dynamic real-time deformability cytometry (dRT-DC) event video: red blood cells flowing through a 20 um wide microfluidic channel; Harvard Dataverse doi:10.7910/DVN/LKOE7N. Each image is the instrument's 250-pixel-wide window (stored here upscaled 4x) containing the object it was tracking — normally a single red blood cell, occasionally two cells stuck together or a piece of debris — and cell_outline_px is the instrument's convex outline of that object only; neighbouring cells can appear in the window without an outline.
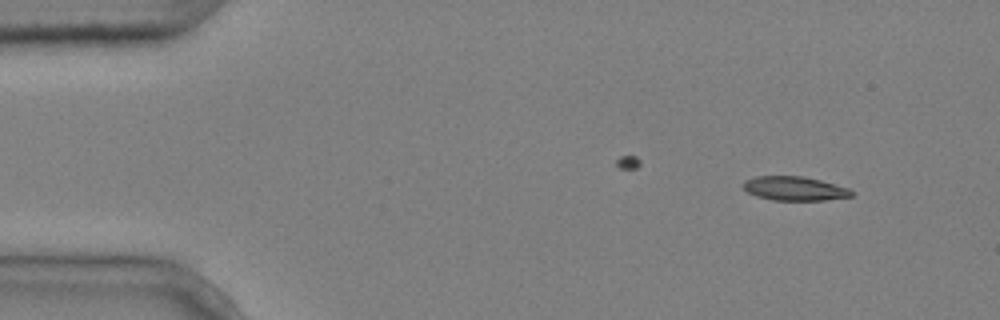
{"species": "common noctule bat (a hibernating species)", "species_latin": "Nyctalus noctula", "temperature_condition": "cold", "stored_images_in_passage": 3, "camera_frame_rate_fps": 3000, "um_per_image_px": 0.085, "animal": {"sex": "male", "body_mass_g": 20.4}, "frame": {"image": 1, "passage_image": 1, "time_ms": 0.0, "image_size_px": [1000, 320], "cell_outline_px": [[856, 192], [852, 196], [824, 200], [772, 200], [756, 196], [748, 192], [744, 188], [744, 180], [756, 176], [804, 176], [820, 180], [848, 188]], "centroid_in_image_um": [67.55, 16.02], "position_along_channel_um": 17.5, "area_um2": 15.14}}
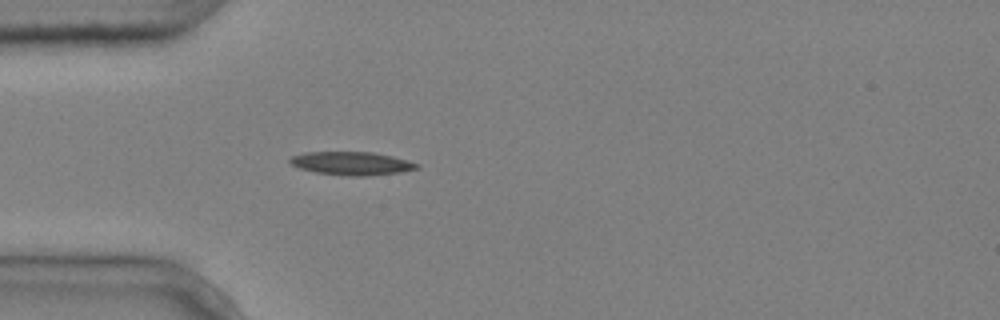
{"frame": {"image": 2, "passage_image": 3, "time_ms": 0.667, "image_size_px": [1000, 320], "cell_outline_px": [[420, 168], [400, 172], [368, 176], [348, 176], [316, 172], [300, 168], [292, 164], [288, 160], [292, 156], [304, 152], [372, 152], [392, 156], [420, 164]], "centroid_in_image_um": [29.91, 13.89], "position_along_channel_um": 55.1, "area_um2": 17.17}}